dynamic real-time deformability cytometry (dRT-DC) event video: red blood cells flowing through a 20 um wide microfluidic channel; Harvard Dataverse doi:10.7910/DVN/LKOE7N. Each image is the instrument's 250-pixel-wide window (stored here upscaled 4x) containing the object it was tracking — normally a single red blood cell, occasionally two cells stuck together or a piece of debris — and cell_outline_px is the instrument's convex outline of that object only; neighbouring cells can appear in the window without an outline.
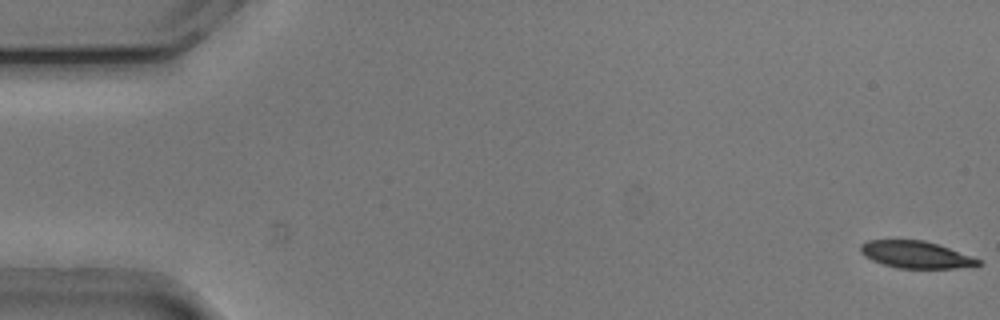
{"species": "common noctule bat (a hibernating species)", "species_latin": "Nyctalus noctula", "temperature_condition": "cold", "stored_images_in_passage": 54, "camera_frame_rate_fps": 3000, "um_per_image_px": 0.085, "animal": {"sex": "male", "body_mass_g": 20.5, "forearm_length_mm": 52.5}, "frame": {"image": 1, "passage_image": 1, "time_ms": 0.0, "image_size_px": [1000, 320], "cell_outline_px": [[980, 264], [972, 268], [896, 268], [872, 260], [864, 256], [860, 252], [860, 244], [868, 240], [924, 240], [972, 256], [980, 260]], "centroid_in_image_um": [77.85, 21.65], "position_along_channel_um": 7.2, "area_um2": 18.55}}
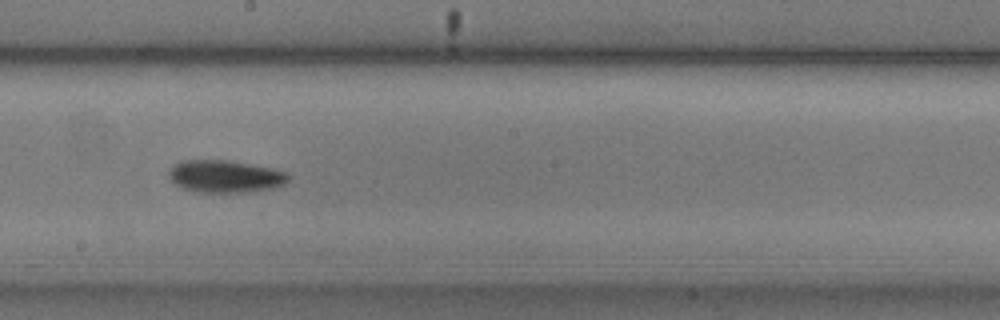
{"frame": {"image": 2, "passage_image": 30, "time_ms": 9.667, "image_size_px": [1000, 320], "cell_outline_px": [[288, 180], [284, 184], [272, 188], [256, 192], [192, 192], [180, 188], [168, 176], [168, 172], [172, 164], [184, 160], [224, 160], [272, 168], [288, 172]], "centroid_in_image_um": [19.1, 15.0], "position_along_channel_um": 229.1, "area_um2": 22.72}}
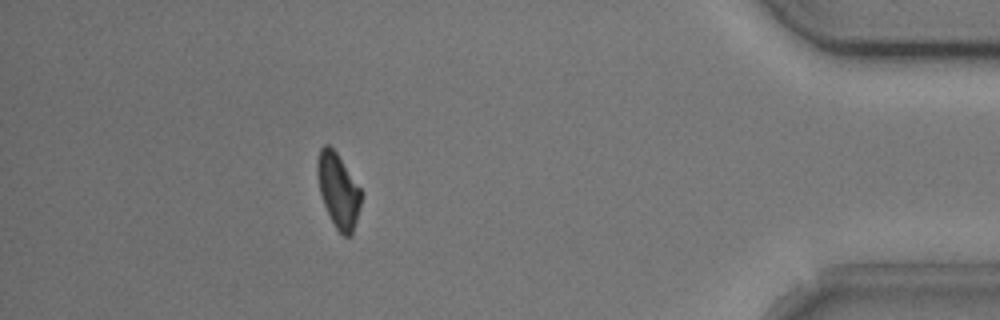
{"frame": {"image": 3, "passage_image": 48, "time_ms": 15.667, "image_size_px": [1000, 320], "cell_outline_px": [[360, 208], [352, 236], [344, 236], [336, 228], [324, 204], [320, 192], [316, 172], [316, 160], [320, 148], [324, 144], [328, 144], [336, 152], [360, 188]], "centroid_in_image_um": [28.73, 16.17], "position_along_channel_um": 406.5, "area_um2": 18.73}, "authors_computed_cell_mechanics": {"area_um2": 20.1722, "velocity_mm_per_s": 3.7775, "shape_relaxation_time_tau1_ms": 2.3033, "shape_relaxation_time_tau2_ms": null, "deformation_change_tau1": 0.1099, "deformation_change_tau2": null}}